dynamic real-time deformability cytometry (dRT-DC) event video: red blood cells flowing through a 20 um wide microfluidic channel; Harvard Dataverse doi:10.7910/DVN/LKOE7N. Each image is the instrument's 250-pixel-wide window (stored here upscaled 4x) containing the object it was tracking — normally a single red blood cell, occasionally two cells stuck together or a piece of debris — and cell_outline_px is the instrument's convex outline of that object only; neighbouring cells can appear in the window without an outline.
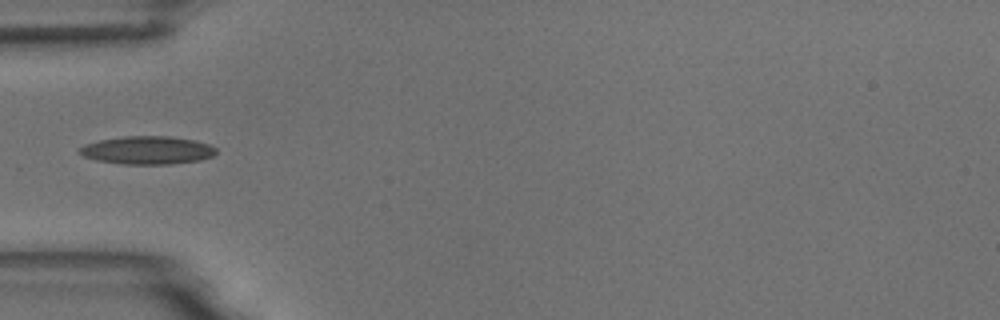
{"species": "common noctule bat (a hibernating species)", "species_latin": "Nyctalus noctula", "temperature_condition": "room temperature", "stored_images_in_passage": 2, "camera_frame_rate_fps": 3000, "um_per_image_px": 0.085, "animal": {"sex": "male", "body_mass_g": 18.8}, "frame": {"image": 1, "passage_image": 1, "time_ms": 0.0, "image_size_px": [1000, 320], "cell_outline_px": [[216, 152], [212, 156], [200, 160], [168, 164], [124, 164], [96, 160], [84, 156], [80, 152], [80, 148], [84, 144], [100, 140], [124, 136], [168, 136], [196, 140], [208, 144], [216, 148]], "centroid_in_image_um": [12.54, 12.76], "position_along_channel_um": 72.5, "area_um2": 22.2}}